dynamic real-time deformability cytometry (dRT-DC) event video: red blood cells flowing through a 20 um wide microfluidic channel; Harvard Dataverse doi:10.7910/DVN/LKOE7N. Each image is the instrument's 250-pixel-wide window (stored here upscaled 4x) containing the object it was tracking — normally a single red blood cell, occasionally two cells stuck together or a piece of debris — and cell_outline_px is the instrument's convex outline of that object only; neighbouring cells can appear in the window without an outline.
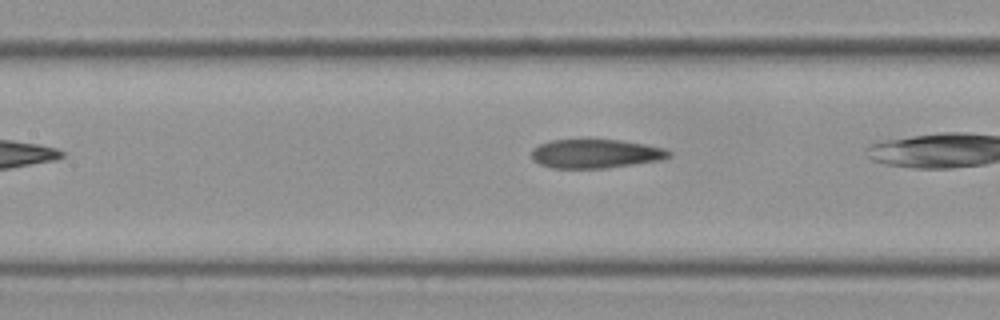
{"species": "Egyptian fruit bat (a non-hibernating species)", "species_latin": "Rousettus aegyptiacus", "temperature_condition": "cold", "stored_images_in_passage": 28, "camera_frame_rate_fps": 3000, "um_per_image_px": 0.085, "frame": {"image": 1, "passage_image": 9, "time_ms": 2.667, "image_size_px": [1000, 320], "cell_outline_px": [[672, 152], [668, 156], [656, 160], [608, 168], [552, 168], [540, 164], [532, 160], [532, 148], [540, 144], [552, 140], [620, 140], [644, 144], [664, 148]], "centroid_in_image_um": [50.56, 13.06], "position_along_channel_um": 156.8, "area_um2": 22.83}}
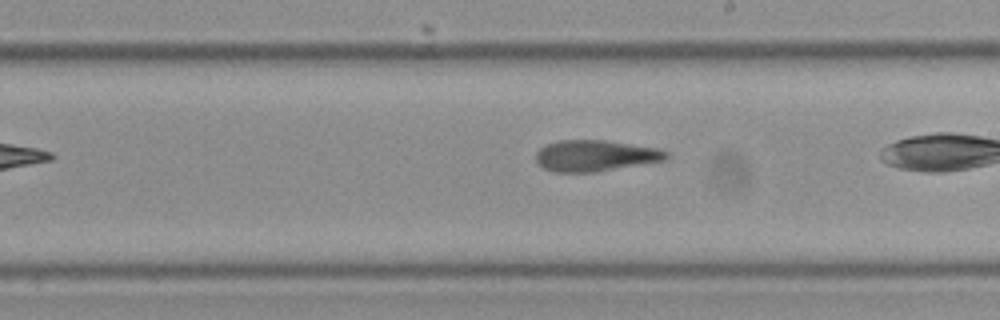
{"frame": {"image": 2, "passage_image": 16, "time_ms": 5.0, "image_size_px": [1000, 320], "cell_outline_px": [[668, 156], [664, 160], [596, 172], [552, 172], [544, 168], [536, 160], [536, 152], [540, 148], [548, 144], [560, 140], [604, 140], [656, 148], [668, 152]], "centroid_in_image_um": [50.57, 13.24], "position_along_channel_um": 238.4, "area_um2": 23.41}}